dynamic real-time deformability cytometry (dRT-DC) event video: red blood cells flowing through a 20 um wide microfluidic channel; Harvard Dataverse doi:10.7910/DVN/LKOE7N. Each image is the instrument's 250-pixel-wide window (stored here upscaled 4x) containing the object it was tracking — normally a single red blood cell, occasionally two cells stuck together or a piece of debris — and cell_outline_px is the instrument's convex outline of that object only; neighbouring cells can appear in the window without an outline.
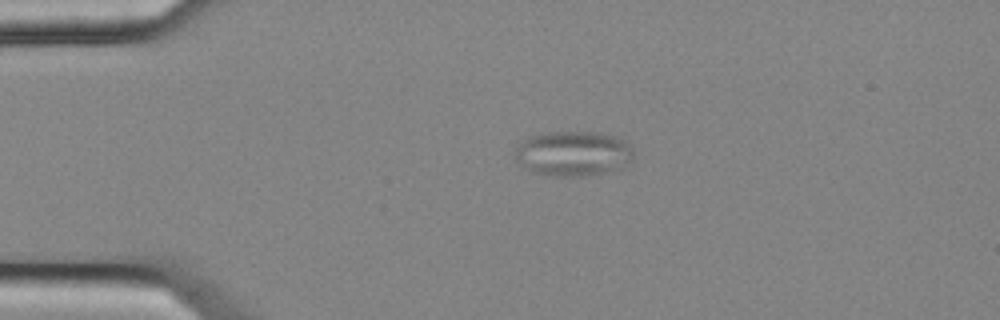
{"species": "common noctule bat (a hibernating species)", "species_latin": "Nyctalus noctula", "temperature_condition": "cold", "stored_images_in_passage": 44, "camera_frame_rate_fps": 3000, "um_per_image_px": 0.085, "animal": {"sex": "female", "body_mass_g": 25.1}, "frame": {"image": 1, "passage_image": 1, "time_ms": 0.0, "image_size_px": [1000, 320], "cell_outline_px": [[632, 160], [624, 168], [584, 176], [556, 176], [536, 172], [520, 164], [516, 160], [512, 152], [528, 136], [548, 132], [600, 132], [624, 140], [632, 148]], "centroid_in_image_um": [48.72, 13.04], "position_along_channel_um": 36.3, "area_um2": 31.04}}
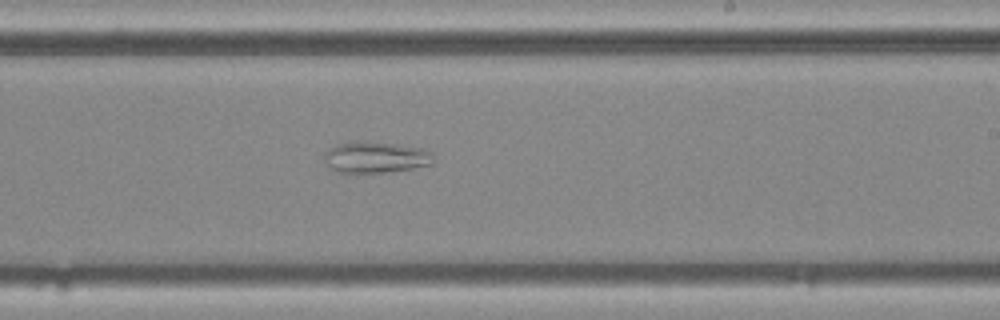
{"frame": {"image": 2, "passage_image": 22, "time_ms": 7.0, "image_size_px": [1000, 320], "cell_outline_px": [[432, 164], [412, 168], [384, 172], [336, 172], [324, 160], [324, 156], [336, 144], [356, 140], [396, 144], [428, 148], [432, 152]], "centroid_in_image_um": [31.97, 13.34], "position_along_channel_um": 257.0, "area_um2": 19.77}}
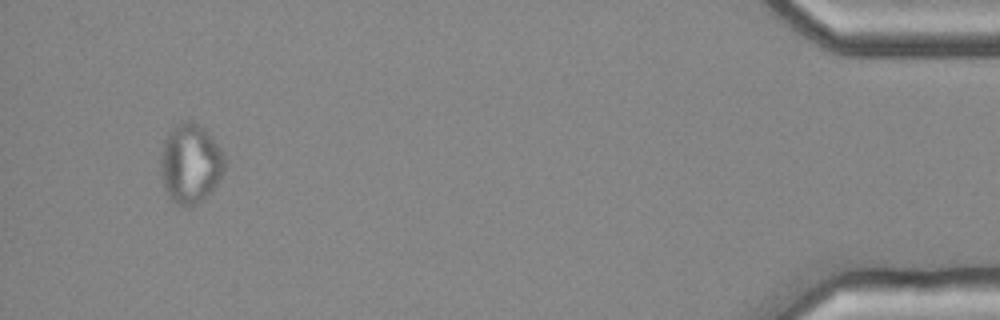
{"frame": {"image": 3, "passage_image": 41, "time_ms": 13.333, "image_size_px": [1000, 320], "cell_outline_px": [[224, 172], [216, 184], [196, 204], [188, 208], [176, 204], [168, 196], [164, 188], [160, 172], [160, 152], [164, 140], [168, 132], [176, 124], [188, 120], [204, 128], [208, 132], [220, 148], [224, 156]], "centroid_in_image_um": [16.14, 13.9], "position_along_channel_um": 419.1, "area_um2": 29.65}, "authors_computed_cell_mechanics": {"area_um2": 26.1545, "velocity_mm_per_s": 3.6935, "shape_relaxation_time_tau1_ms": null, "shape_relaxation_time_tau2_ms": 5.5344, "deformation_change_tau1": null, "deformation_change_tau2": 0.1004}}